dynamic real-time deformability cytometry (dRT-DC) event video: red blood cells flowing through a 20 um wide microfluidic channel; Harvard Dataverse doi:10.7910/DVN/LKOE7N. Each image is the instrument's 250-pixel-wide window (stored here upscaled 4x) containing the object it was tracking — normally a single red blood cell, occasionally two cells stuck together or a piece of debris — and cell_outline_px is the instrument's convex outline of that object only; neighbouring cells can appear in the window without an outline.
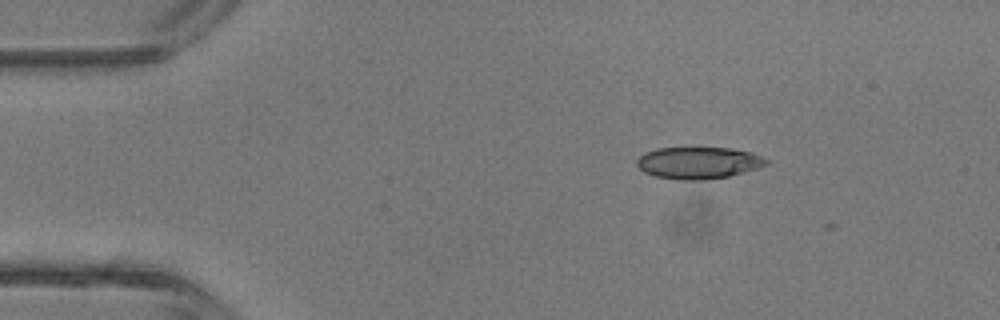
{"species": "common noctule bat (a hibernating species)", "species_latin": "Nyctalus noctula", "temperature_condition": "room temperature", "stored_images_in_passage": 4, "camera_frame_rate_fps": 3000, "um_per_image_px": 0.085, "animal": {"sex": "male", "body_mass_g": 13.3}, "frame": {"image": 1, "passage_image": 1, "time_ms": 0.0, "image_size_px": [1000, 320], "cell_outline_px": [[768, 164], [760, 168], [728, 176], [704, 180], [680, 180], [656, 176], [644, 172], [636, 164], [636, 160], [644, 152], [656, 148], [732, 148], [752, 152], [768, 160]], "centroid_in_image_um": [59.37, 13.84], "position_along_channel_um": 25.6, "area_um2": 24.1}}
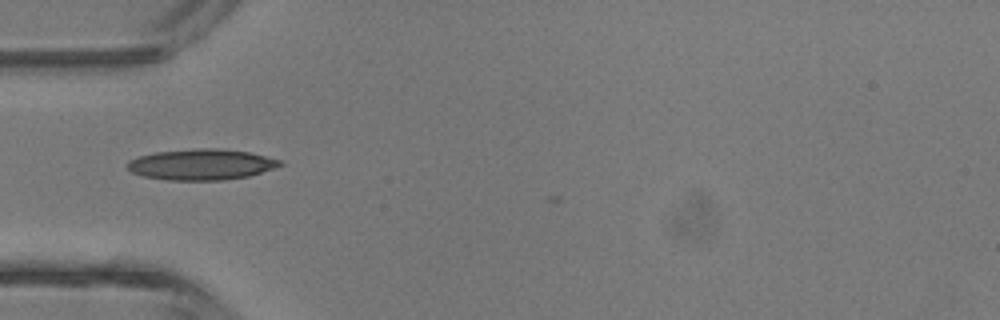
{"frame": {"image": 2, "passage_image": 3, "time_ms": 2.333, "image_size_px": [1000, 320], "cell_outline_px": [[284, 164], [248, 176], [224, 180], [168, 180], [144, 176], [132, 172], [124, 164], [128, 160], [140, 156], [156, 152], [196, 148], [216, 148], [248, 152], [280, 160]], "centroid_in_image_um": [17.06, 13.98], "position_along_channel_um": 67.9, "area_um2": 27.22}}
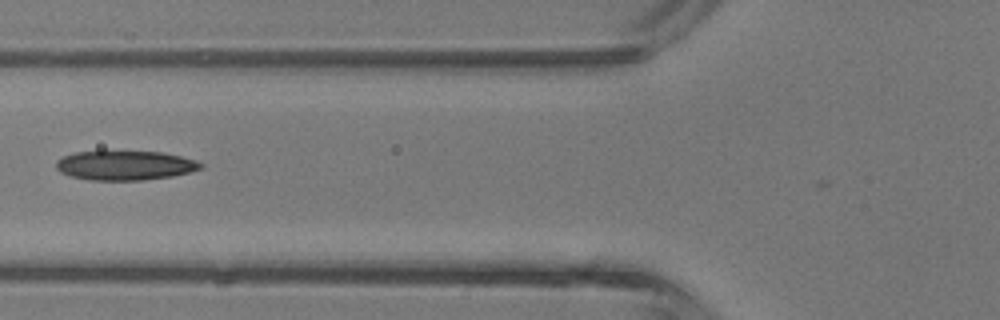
{"frame": {"image": 3, "passage_image": 4, "time_ms": 3.333, "image_size_px": [1000, 320], "cell_outline_px": [[204, 168], [192, 172], [172, 176], [144, 180], [88, 180], [72, 176], [60, 172], [56, 168], [56, 160], [64, 156], [76, 152], [164, 152], [196, 160], [204, 164]], "centroid_in_image_um": [10.68, 14.07], "position_along_channel_um": 115.1, "area_um2": 24.74}}